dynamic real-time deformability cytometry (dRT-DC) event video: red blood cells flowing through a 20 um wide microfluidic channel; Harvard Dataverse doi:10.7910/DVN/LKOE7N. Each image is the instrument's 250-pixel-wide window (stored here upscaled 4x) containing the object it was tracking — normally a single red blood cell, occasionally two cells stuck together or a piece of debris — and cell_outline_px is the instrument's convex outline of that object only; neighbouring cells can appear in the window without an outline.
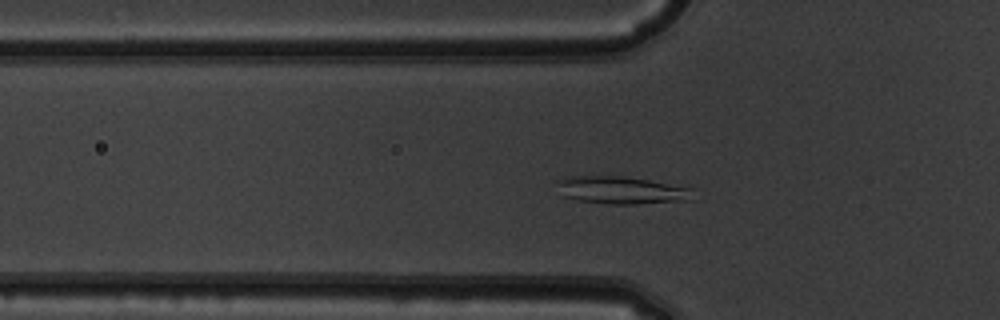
{"species": "common noctule bat (a hibernating species)", "species_latin": "Nyctalus noctula", "temperature_condition": "warm", "stored_images_in_passage": 48, "camera_frame_rate_fps": 3000, "um_per_image_px": 0.085, "animal": {"sex": "male", "body_mass_g": 19.5, "forearm_length_mm": 54.6}, "frame": {"image": 1, "passage_image": 14, "time_ms": 4.333, "image_size_px": [1000, 320], "cell_outline_px": [[696, 188], [692, 200], [636, 204], [608, 204], [580, 200], [564, 196], [552, 180], [568, 176], [624, 176]], "centroid_in_image_um": [52.84, 16.16], "position_along_channel_um": 73.0, "area_um2": 22.2}}
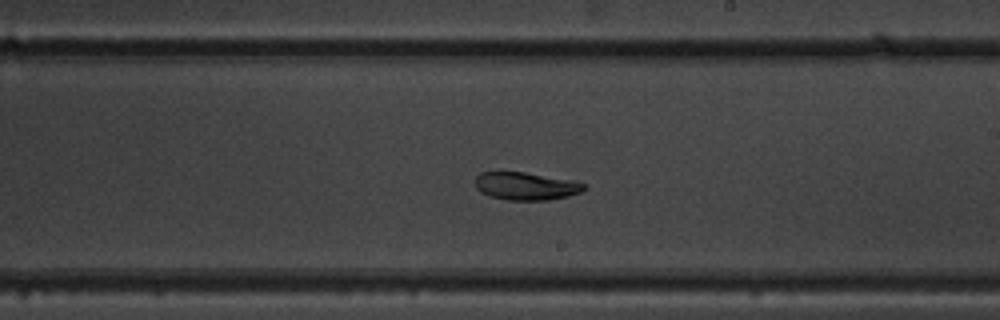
{"frame": {"image": 2, "passage_image": 27, "time_ms": 8.667, "image_size_px": [1000, 320], "cell_outline_px": [[588, 188], [584, 192], [568, 196], [548, 200], [508, 200], [492, 196], [480, 192], [476, 188], [476, 176], [480, 172], [524, 172], [576, 180], [588, 184]], "centroid_in_image_um": [44.8, 15.81], "position_along_channel_um": 244.2, "area_um2": 17.92}}
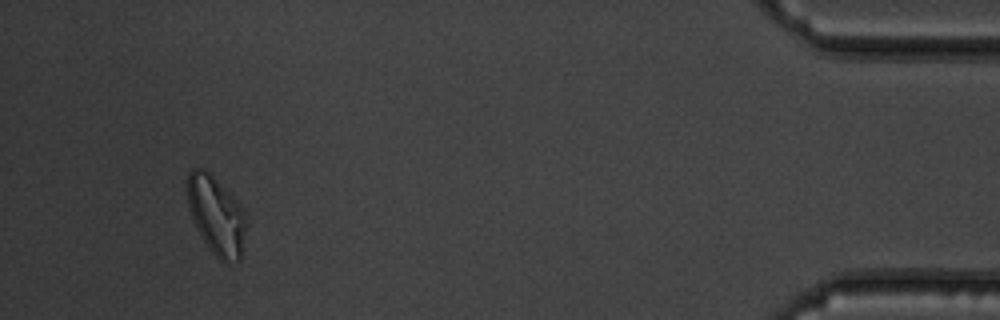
{"frame": {"image": 3, "passage_image": 45, "time_ms": 14.667, "image_size_px": [1000, 320], "cell_outline_px": [[248, 216], [240, 260], [228, 264], [224, 264], [208, 248], [192, 220], [188, 208], [184, 188], [188, 172], [192, 168], [204, 168], [240, 204]], "centroid_in_image_um": [18.35, 18.31], "position_along_channel_um": 416.8, "area_um2": 27.46}, "authors_computed_cell_mechanics": {"area_um2": 22.1374, "velocity_mm_per_s": 3.9624, "shape_relaxation_time_tau1_ms": 5.3914, "shape_relaxation_time_tau2_ms": null, "deformation_change_tau1": 0.158, "deformation_change_tau2": null}}